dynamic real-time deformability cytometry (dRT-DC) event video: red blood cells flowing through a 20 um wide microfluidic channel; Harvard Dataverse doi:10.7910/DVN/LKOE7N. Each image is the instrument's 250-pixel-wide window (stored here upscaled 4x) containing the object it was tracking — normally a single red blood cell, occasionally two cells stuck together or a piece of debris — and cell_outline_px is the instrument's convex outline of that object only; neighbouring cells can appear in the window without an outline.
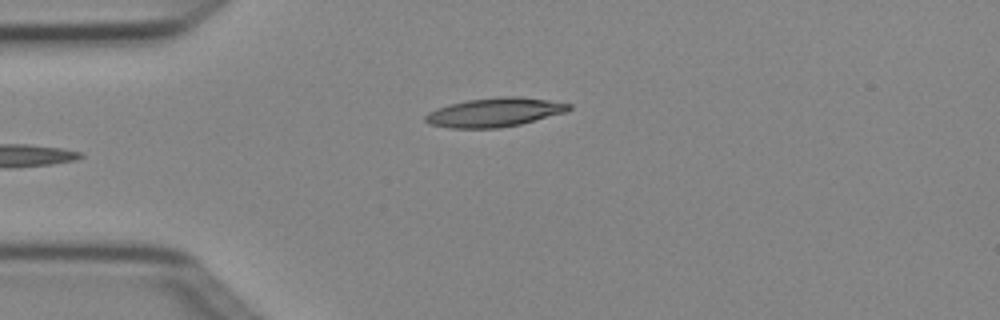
{"species": "Egyptian fruit bat (a non-hibernating species)", "species_latin": "Rousettus aegyptiacus", "temperature_condition": "cold", "stored_images_in_passage": 2, "camera_frame_rate_fps": 3000, "um_per_image_px": 0.085, "animal": {"sex": "female"}, "frame": {"image": 1, "passage_image": 2, "time_ms": 0.333, "image_size_px": [1000, 320], "cell_outline_px": [[572, 108], [568, 112], [520, 124], [496, 128], [448, 128], [428, 124], [424, 120], [424, 116], [428, 112], [436, 108], [448, 104], [468, 100], [500, 96], [516, 96], [548, 100], [572, 104]], "centroid_in_image_um": [42.03, 9.55], "position_along_channel_um": 43.0, "area_um2": 24.39}}